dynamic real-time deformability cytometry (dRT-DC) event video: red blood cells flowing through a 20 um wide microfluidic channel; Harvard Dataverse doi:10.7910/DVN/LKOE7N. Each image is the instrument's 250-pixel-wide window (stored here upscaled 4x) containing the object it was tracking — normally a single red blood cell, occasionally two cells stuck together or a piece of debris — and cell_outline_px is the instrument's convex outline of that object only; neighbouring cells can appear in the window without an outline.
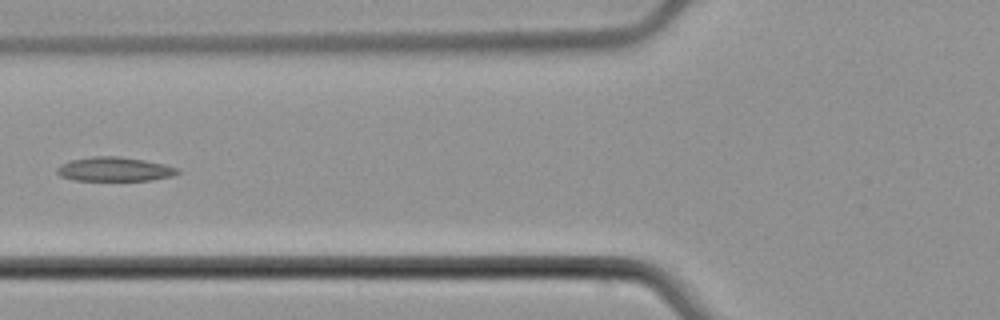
{"species": "common noctule bat (a hibernating species)", "species_latin": "Nyctalus noctula", "temperature_condition": "cold", "stored_images_in_passage": 5, "camera_frame_rate_fps": 3000, "um_per_image_px": 0.085, "animal": {"sex": "male", "body_mass_g": 21.5, "forearm_length_mm": 52.0}, "frame": {"image": 1, "passage_image": 5, "time_ms": 4.667, "image_size_px": [1000, 320], "cell_outline_px": [[180, 172], [172, 176], [152, 180], [76, 180], [60, 176], [56, 172], [56, 168], [60, 164], [72, 160], [92, 156], [120, 156], [144, 160], [164, 164], [180, 168]], "centroid_in_image_um": [9.75, 14.37], "position_along_channel_um": 116.1, "area_um2": 16.99}}